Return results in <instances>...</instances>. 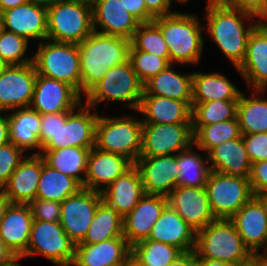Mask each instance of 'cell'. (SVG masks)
<instances>
[{
    "label": "cell",
    "instance_id": "68",
    "mask_svg": "<svg viewBox=\"0 0 267 266\" xmlns=\"http://www.w3.org/2000/svg\"><path fill=\"white\" fill-rule=\"evenodd\" d=\"M77 1L92 5L96 0H77Z\"/></svg>",
    "mask_w": 267,
    "mask_h": 266
},
{
    "label": "cell",
    "instance_id": "12",
    "mask_svg": "<svg viewBox=\"0 0 267 266\" xmlns=\"http://www.w3.org/2000/svg\"><path fill=\"white\" fill-rule=\"evenodd\" d=\"M193 143L192 123H143L140 157L178 154Z\"/></svg>",
    "mask_w": 267,
    "mask_h": 266
},
{
    "label": "cell",
    "instance_id": "6",
    "mask_svg": "<svg viewBox=\"0 0 267 266\" xmlns=\"http://www.w3.org/2000/svg\"><path fill=\"white\" fill-rule=\"evenodd\" d=\"M194 251L197 258L219 260L232 265L243 264L253 257L229 219H216L197 231Z\"/></svg>",
    "mask_w": 267,
    "mask_h": 266
},
{
    "label": "cell",
    "instance_id": "52",
    "mask_svg": "<svg viewBox=\"0 0 267 266\" xmlns=\"http://www.w3.org/2000/svg\"><path fill=\"white\" fill-rule=\"evenodd\" d=\"M147 12L153 17H161L175 12L169 0H144ZM173 8V9H172Z\"/></svg>",
    "mask_w": 267,
    "mask_h": 266
},
{
    "label": "cell",
    "instance_id": "29",
    "mask_svg": "<svg viewBox=\"0 0 267 266\" xmlns=\"http://www.w3.org/2000/svg\"><path fill=\"white\" fill-rule=\"evenodd\" d=\"M147 239L175 246L183 252H190L195 249L196 231L167 205Z\"/></svg>",
    "mask_w": 267,
    "mask_h": 266
},
{
    "label": "cell",
    "instance_id": "27",
    "mask_svg": "<svg viewBox=\"0 0 267 266\" xmlns=\"http://www.w3.org/2000/svg\"><path fill=\"white\" fill-rule=\"evenodd\" d=\"M32 221L30 206L19 203H11L0 221V238L15 256L26 253Z\"/></svg>",
    "mask_w": 267,
    "mask_h": 266
},
{
    "label": "cell",
    "instance_id": "28",
    "mask_svg": "<svg viewBox=\"0 0 267 266\" xmlns=\"http://www.w3.org/2000/svg\"><path fill=\"white\" fill-rule=\"evenodd\" d=\"M102 200L115 208L124 218L145 195L138 168L133 165L124 174L117 177L102 193Z\"/></svg>",
    "mask_w": 267,
    "mask_h": 266
},
{
    "label": "cell",
    "instance_id": "37",
    "mask_svg": "<svg viewBox=\"0 0 267 266\" xmlns=\"http://www.w3.org/2000/svg\"><path fill=\"white\" fill-rule=\"evenodd\" d=\"M82 188L77 180L51 168L42 157V171L36 198L61 203L65 198L77 194Z\"/></svg>",
    "mask_w": 267,
    "mask_h": 266
},
{
    "label": "cell",
    "instance_id": "55",
    "mask_svg": "<svg viewBox=\"0 0 267 266\" xmlns=\"http://www.w3.org/2000/svg\"><path fill=\"white\" fill-rule=\"evenodd\" d=\"M15 255L5 246L0 238V266L7 264Z\"/></svg>",
    "mask_w": 267,
    "mask_h": 266
},
{
    "label": "cell",
    "instance_id": "14",
    "mask_svg": "<svg viewBox=\"0 0 267 266\" xmlns=\"http://www.w3.org/2000/svg\"><path fill=\"white\" fill-rule=\"evenodd\" d=\"M36 77L33 63L9 65L0 75V111L29 107Z\"/></svg>",
    "mask_w": 267,
    "mask_h": 266
},
{
    "label": "cell",
    "instance_id": "10",
    "mask_svg": "<svg viewBox=\"0 0 267 266\" xmlns=\"http://www.w3.org/2000/svg\"><path fill=\"white\" fill-rule=\"evenodd\" d=\"M75 244L69 239L60 222L32 221L25 258L42 256L55 266H71Z\"/></svg>",
    "mask_w": 267,
    "mask_h": 266
},
{
    "label": "cell",
    "instance_id": "1",
    "mask_svg": "<svg viewBox=\"0 0 267 266\" xmlns=\"http://www.w3.org/2000/svg\"><path fill=\"white\" fill-rule=\"evenodd\" d=\"M203 9L204 35L216 45L233 65L239 68L246 56L250 33L260 23L256 17L225 6L216 0H206ZM204 17V18H203Z\"/></svg>",
    "mask_w": 267,
    "mask_h": 266
},
{
    "label": "cell",
    "instance_id": "50",
    "mask_svg": "<svg viewBox=\"0 0 267 266\" xmlns=\"http://www.w3.org/2000/svg\"><path fill=\"white\" fill-rule=\"evenodd\" d=\"M39 141L42 147L55 135L58 130V113L41 115Z\"/></svg>",
    "mask_w": 267,
    "mask_h": 266
},
{
    "label": "cell",
    "instance_id": "34",
    "mask_svg": "<svg viewBox=\"0 0 267 266\" xmlns=\"http://www.w3.org/2000/svg\"><path fill=\"white\" fill-rule=\"evenodd\" d=\"M242 91L237 104V120L241 135L267 132V91Z\"/></svg>",
    "mask_w": 267,
    "mask_h": 266
},
{
    "label": "cell",
    "instance_id": "9",
    "mask_svg": "<svg viewBox=\"0 0 267 266\" xmlns=\"http://www.w3.org/2000/svg\"><path fill=\"white\" fill-rule=\"evenodd\" d=\"M99 113L83 102L71 112H59L58 130L41 150L66 147L93 148Z\"/></svg>",
    "mask_w": 267,
    "mask_h": 266
},
{
    "label": "cell",
    "instance_id": "7",
    "mask_svg": "<svg viewBox=\"0 0 267 266\" xmlns=\"http://www.w3.org/2000/svg\"><path fill=\"white\" fill-rule=\"evenodd\" d=\"M33 64L36 72L65 82L81 95V68L78 45L45 39L35 44Z\"/></svg>",
    "mask_w": 267,
    "mask_h": 266
},
{
    "label": "cell",
    "instance_id": "30",
    "mask_svg": "<svg viewBox=\"0 0 267 266\" xmlns=\"http://www.w3.org/2000/svg\"><path fill=\"white\" fill-rule=\"evenodd\" d=\"M207 155L211 171L243 179L250 178L252 163L242 135L237 139L222 142Z\"/></svg>",
    "mask_w": 267,
    "mask_h": 266
},
{
    "label": "cell",
    "instance_id": "38",
    "mask_svg": "<svg viewBox=\"0 0 267 266\" xmlns=\"http://www.w3.org/2000/svg\"><path fill=\"white\" fill-rule=\"evenodd\" d=\"M123 235V218L101 200L84 239L79 244H98Z\"/></svg>",
    "mask_w": 267,
    "mask_h": 266
},
{
    "label": "cell",
    "instance_id": "56",
    "mask_svg": "<svg viewBox=\"0 0 267 266\" xmlns=\"http://www.w3.org/2000/svg\"><path fill=\"white\" fill-rule=\"evenodd\" d=\"M27 2V0H0V13L7 9L25 4Z\"/></svg>",
    "mask_w": 267,
    "mask_h": 266
},
{
    "label": "cell",
    "instance_id": "48",
    "mask_svg": "<svg viewBox=\"0 0 267 266\" xmlns=\"http://www.w3.org/2000/svg\"><path fill=\"white\" fill-rule=\"evenodd\" d=\"M233 9L248 13L260 19L267 9V0H216Z\"/></svg>",
    "mask_w": 267,
    "mask_h": 266
},
{
    "label": "cell",
    "instance_id": "3",
    "mask_svg": "<svg viewBox=\"0 0 267 266\" xmlns=\"http://www.w3.org/2000/svg\"><path fill=\"white\" fill-rule=\"evenodd\" d=\"M83 97L113 66L129 59L130 40L93 32L78 44Z\"/></svg>",
    "mask_w": 267,
    "mask_h": 266
},
{
    "label": "cell",
    "instance_id": "59",
    "mask_svg": "<svg viewBox=\"0 0 267 266\" xmlns=\"http://www.w3.org/2000/svg\"><path fill=\"white\" fill-rule=\"evenodd\" d=\"M27 1L37 6L48 9L63 0H27Z\"/></svg>",
    "mask_w": 267,
    "mask_h": 266
},
{
    "label": "cell",
    "instance_id": "65",
    "mask_svg": "<svg viewBox=\"0 0 267 266\" xmlns=\"http://www.w3.org/2000/svg\"><path fill=\"white\" fill-rule=\"evenodd\" d=\"M260 24L267 26V9L263 16L259 19Z\"/></svg>",
    "mask_w": 267,
    "mask_h": 266
},
{
    "label": "cell",
    "instance_id": "18",
    "mask_svg": "<svg viewBox=\"0 0 267 266\" xmlns=\"http://www.w3.org/2000/svg\"><path fill=\"white\" fill-rule=\"evenodd\" d=\"M168 205L196 232L215 221L205 187H175L167 197Z\"/></svg>",
    "mask_w": 267,
    "mask_h": 266
},
{
    "label": "cell",
    "instance_id": "5",
    "mask_svg": "<svg viewBox=\"0 0 267 266\" xmlns=\"http://www.w3.org/2000/svg\"><path fill=\"white\" fill-rule=\"evenodd\" d=\"M99 114L96 123L95 147L123 155L133 163L140 157L143 123L136 114Z\"/></svg>",
    "mask_w": 267,
    "mask_h": 266
},
{
    "label": "cell",
    "instance_id": "32",
    "mask_svg": "<svg viewBox=\"0 0 267 266\" xmlns=\"http://www.w3.org/2000/svg\"><path fill=\"white\" fill-rule=\"evenodd\" d=\"M199 71V72H198ZM194 71L192 75V104L211 100L238 101L242 91L221 72Z\"/></svg>",
    "mask_w": 267,
    "mask_h": 266
},
{
    "label": "cell",
    "instance_id": "35",
    "mask_svg": "<svg viewBox=\"0 0 267 266\" xmlns=\"http://www.w3.org/2000/svg\"><path fill=\"white\" fill-rule=\"evenodd\" d=\"M91 148L66 147L41 150V156L51 168L68 175L84 185L88 156Z\"/></svg>",
    "mask_w": 267,
    "mask_h": 266
},
{
    "label": "cell",
    "instance_id": "57",
    "mask_svg": "<svg viewBox=\"0 0 267 266\" xmlns=\"http://www.w3.org/2000/svg\"><path fill=\"white\" fill-rule=\"evenodd\" d=\"M11 201L9 198L5 195V192L0 189V221L4 217L6 210L10 206Z\"/></svg>",
    "mask_w": 267,
    "mask_h": 266
},
{
    "label": "cell",
    "instance_id": "19",
    "mask_svg": "<svg viewBox=\"0 0 267 266\" xmlns=\"http://www.w3.org/2000/svg\"><path fill=\"white\" fill-rule=\"evenodd\" d=\"M4 30L40 43L47 38V9L27 2L0 13ZM37 41V42H36Z\"/></svg>",
    "mask_w": 267,
    "mask_h": 266
},
{
    "label": "cell",
    "instance_id": "16",
    "mask_svg": "<svg viewBox=\"0 0 267 266\" xmlns=\"http://www.w3.org/2000/svg\"><path fill=\"white\" fill-rule=\"evenodd\" d=\"M138 168L147 195L168 197L178 184V154L139 157Z\"/></svg>",
    "mask_w": 267,
    "mask_h": 266
},
{
    "label": "cell",
    "instance_id": "51",
    "mask_svg": "<svg viewBox=\"0 0 267 266\" xmlns=\"http://www.w3.org/2000/svg\"><path fill=\"white\" fill-rule=\"evenodd\" d=\"M125 9L140 23L152 22L154 18L147 12L144 0H120Z\"/></svg>",
    "mask_w": 267,
    "mask_h": 266
},
{
    "label": "cell",
    "instance_id": "39",
    "mask_svg": "<svg viewBox=\"0 0 267 266\" xmlns=\"http://www.w3.org/2000/svg\"><path fill=\"white\" fill-rule=\"evenodd\" d=\"M194 144L208 154L222 142L237 139L241 136L237 120L230 119L209 125H192Z\"/></svg>",
    "mask_w": 267,
    "mask_h": 266
},
{
    "label": "cell",
    "instance_id": "58",
    "mask_svg": "<svg viewBox=\"0 0 267 266\" xmlns=\"http://www.w3.org/2000/svg\"><path fill=\"white\" fill-rule=\"evenodd\" d=\"M198 266H233L232 264L222 262L219 260H211L205 258H197Z\"/></svg>",
    "mask_w": 267,
    "mask_h": 266
},
{
    "label": "cell",
    "instance_id": "62",
    "mask_svg": "<svg viewBox=\"0 0 267 266\" xmlns=\"http://www.w3.org/2000/svg\"><path fill=\"white\" fill-rule=\"evenodd\" d=\"M259 199L264 203V205L267 208V191H262L257 195Z\"/></svg>",
    "mask_w": 267,
    "mask_h": 266
},
{
    "label": "cell",
    "instance_id": "26",
    "mask_svg": "<svg viewBox=\"0 0 267 266\" xmlns=\"http://www.w3.org/2000/svg\"><path fill=\"white\" fill-rule=\"evenodd\" d=\"M41 171L42 156L27 154L2 188L11 203L29 204L36 199Z\"/></svg>",
    "mask_w": 267,
    "mask_h": 266
},
{
    "label": "cell",
    "instance_id": "13",
    "mask_svg": "<svg viewBox=\"0 0 267 266\" xmlns=\"http://www.w3.org/2000/svg\"><path fill=\"white\" fill-rule=\"evenodd\" d=\"M101 200V193L82 188L60 203V224L75 245L84 239Z\"/></svg>",
    "mask_w": 267,
    "mask_h": 266
},
{
    "label": "cell",
    "instance_id": "66",
    "mask_svg": "<svg viewBox=\"0 0 267 266\" xmlns=\"http://www.w3.org/2000/svg\"><path fill=\"white\" fill-rule=\"evenodd\" d=\"M171 3H172V5L176 2V3H179L180 4V6L181 5H185L186 4V6H187V4L191 1V0H169ZM174 2V3H173Z\"/></svg>",
    "mask_w": 267,
    "mask_h": 266
},
{
    "label": "cell",
    "instance_id": "60",
    "mask_svg": "<svg viewBox=\"0 0 267 266\" xmlns=\"http://www.w3.org/2000/svg\"><path fill=\"white\" fill-rule=\"evenodd\" d=\"M252 258L256 261L257 266H267V252L255 253Z\"/></svg>",
    "mask_w": 267,
    "mask_h": 266
},
{
    "label": "cell",
    "instance_id": "24",
    "mask_svg": "<svg viewBox=\"0 0 267 266\" xmlns=\"http://www.w3.org/2000/svg\"><path fill=\"white\" fill-rule=\"evenodd\" d=\"M167 205V197L145 194L123 218V236L131 246L149 237L151 229Z\"/></svg>",
    "mask_w": 267,
    "mask_h": 266
},
{
    "label": "cell",
    "instance_id": "41",
    "mask_svg": "<svg viewBox=\"0 0 267 266\" xmlns=\"http://www.w3.org/2000/svg\"><path fill=\"white\" fill-rule=\"evenodd\" d=\"M129 50L152 53L163 57L170 64L167 44L160 28L153 21L139 24L130 40Z\"/></svg>",
    "mask_w": 267,
    "mask_h": 266
},
{
    "label": "cell",
    "instance_id": "67",
    "mask_svg": "<svg viewBox=\"0 0 267 266\" xmlns=\"http://www.w3.org/2000/svg\"><path fill=\"white\" fill-rule=\"evenodd\" d=\"M126 266H141L137 262H135L132 258H130L126 264Z\"/></svg>",
    "mask_w": 267,
    "mask_h": 266
},
{
    "label": "cell",
    "instance_id": "45",
    "mask_svg": "<svg viewBox=\"0 0 267 266\" xmlns=\"http://www.w3.org/2000/svg\"><path fill=\"white\" fill-rule=\"evenodd\" d=\"M27 154L12 143L0 147V189L9 181L10 176Z\"/></svg>",
    "mask_w": 267,
    "mask_h": 266
},
{
    "label": "cell",
    "instance_id": "54",
    "mask_svg": "<svg viewBox=\"0 0 267 266\" xmlns=\"http://www.w3.org/2000/svg\"><path fill=\"white\" fill-rule=\"evenodd\" d=\"M8 143H9L8 115L7 112L0 111V147Z\"/></svg>",
    "mask_w": 267,
    "mask_h": 266
},
{
    "label": "cell",
    "instance_id": "49",
    "mask_svg": "<svg viewBox=\"0 0 267 266\" xmlns=\"http://www.w3.org/2000/svg\"><path fill=\"white\" fill-rule=\"evenodd\" d=\"M249 181L254 196L267 191V160L252 163Z\"/></svg>",
    "mask_w": 267,
    "mask_h": 266
},
{
    "label": "cell",
    "instance_id": "64",
    "mask_svg": "<svg viewBox=\"0 0 267 266\" xmlns=\"http://www.w3.org/2000/svg\"><path fill=\"white\" fill-rule=\"evenodd\" d=\"M9 66L8 63H6L1 57H0V75L3 73V71Z\"/></svg>",
    "mask_w": 267,
    "mask_h": 266
},
{
    "label": "cell",
    "instance_id": "8",
    "mask_svg": "<svg viewBox=\"0 0 267 266\" xmlns=\"http://www.w3.org/2000/svg\"><path fill=\"white\" fill-rule=\"evenodd\" d=\"M93 32L92 5L63 0L47 9L46 39L78 45Z\"/></svg>",
    "mask_w": 267,
    "mask_h": 266
},
{
    "label": "cell",
    "instance_id": "36",
    "mask_svg": "<svg viewBox=\"0 0 267 266\" xmlns=\"http://www.w3.org/2000/svg\"><path fill=\"white\" fill-rule=\"evenodd\" d=\"M201 151L202 154H200ZM178 169L177 186L196 188L206 186L211 172L208 155L195 146L194 143L189 148L178 153Z\"/></svg>",
    "mask_w": 267,
    "mask_h": 266
},
{
    "label": "cell",
    "instance_id": "31",
    "mask_svg": "<svg viewBox=\"0 0 267 266\" xmlns=\"http://www.w3.org/2000/svg\"><path fill=\"white\" fill-rule=\"evenodd\" d=\"M7 115L9 142L25 153L30 151L27 154H41L39 141L41 115L30 107L10 110Z\"/></svg>",
    "mask_w": 267,
    "mask_h": 266
},
{
    "label": "cell",
    "instance_id": "53",
    "mask_svg": "<svg viewBox=\"0 0 267 266\" xmlns=\"http://www.w3.org/2000/svg\"><path fill=\"white\" fill-rule=\"evenodd\" d=\"M169 266H198L197 255L194 250L190 252H183Z\"/></svg>",
    "mask_w": 267,
    "mask_h": 266
},
{
    "label": "cell",
    "instance_id": "23",
    "mask_svg": "<svg viewBox=\"0 0 267 266\" xmlns=\"http://www.w3.org/2000/svg\"><path fill=\"white\" fill-rule=\"evenodd\" d=\"M131 258V245L122 235L98 244H76L71 266H123Z\"/></svg>",
    "mask_w": 267,
    "mask_h": 266
},
{
    "label": "cell",
    "instance_id": "63",
    "mask_svg": "<svg viewBox=\"0 0 267 266\" xmlns=\"http://www.w3.org/2000/svg\"><path fill=\"white\" fill-rule=\"evenodd\" d=\"M233 266H257V263L253 258H251L248 262H245L239 265H233Z\"/></svg>",
    "mask_w": 267,
    "mask_h": 266
},
{
    "label": "cell",
    "instance_id": "20",
    "mask_svg": "<svg viewBox=\"0 0 267 266\" xmlns=\"http://www.w3.org/2000/svg\"><path fill=\"white\" fill-rule=\"evenodd\" d=\"M236 71L247 90H267V26L259 23L250 33L246 56Z\"/></svg>",
    "mask_w": 267,
    "mask_h": 266
},
{
    "label": "cell",
    "instance_id": "2",
    "mask_svg": "<svg viewBox=\"0 0 267 266\" xmlns=\"http://www.w3.org/2000/svg\"><path fill=\"white\" fill-rule=\"evenodd\" d=\"M202 21L197 14L182 10L154 18L167 44L170 64L184 65V68L201 64L206 42Z\"/></svg>",
    "mask_w": 267,
    "mask_h": 266
},
{
    "label": "cell",
    "instance_id": "46",
    "mask_svg": "<svg viewBox=\"0 0 267 266\" xmlns=\"http://www.w3.org/2000/svg\"><path fill=\"white\" fill-rule=\"evenodd\" d=\"M28 205L34 220L60 222L61 205L59 202L36 198Z\"/></svg>",
    "mask_w": 267,
    "mask_h": 266
},
{
    "label": "cell",
    "instance_id": "11",
    "mask_svg": "<svg viewBox=\"0 0 267 266\" xmlns=\"http://www.w3.org/2000/svg\"><path fill=\"white\" fill-rule=\"evenodd\" d=\"M216 219H230L253 196L249 179L211 171L205 186Z\"/></svg>",
    "mask_w": 267,
    "mask_h": 266
},
{
    "label": "cell",
    "instance_id": "33",
    "mask_svg": "<svg viewBox=\"0 0 267 266\" xmlns=\"http://www.w3.org/2000/svg\"><path fill=\"white\" fill-rule=\"evenodd\" d=\"M179 64H169L143 85V95H157L179 101H192V72H180ZM176 69V70H175Z\"/></svg>",
    "mask_w": 267,
    "mask_h": 266
},
{
    "label": "cell",
    "instance_id": "43",
    "mask_svg": "<svg viewBox=\"0 0 267 266\" xmlns=\"http://www.w3.org/2000/svg\"><path fill=\"white\" fill-rule=\"evenodd\" d=\"M29 44L32 45L24 37L3 28L0 30V57L9 65L33 63V53L29 51L33 47Z\"/></svg>",
    "mask_w": 267,
    "mask_h": 266
},
{
    "label": "cell",
    "instance_id": "15",
    "mask_svg": "<svg viewBox=\"0 0 267 266\" xmlns=\"http://www.w3.org/2000/svg\"><path fill=\"white\" fill-rule=\"evenodd\" d=\"M83 97L69 84L37 74L30 108L40 115L71 112Z\"/></svg>",
    "mask_w": 267,
    "mask_h": 266
},
{
    "label": "cell",
    "instance_id": "21",
    "mask_svg": "<svg viewBox=\"0 0 267 266\" xmlns=\"http://www.w3.org/2000/svg\"><path fill=\"white\" fill-rule=\"evenodd\" d=\"M134 163L127 157L91 148L85 173L84 189L102 193L117 177L129 170Z\"/></svg>",
    "mask_w": 267,
    "mask_h": 266
},
{
    "label": "cell",
    "instance_id": "17",
    "mask_svg": "<svg viewBox=\"0 0 267 266\" xmlns=\"http://www.w3.org/2000/svg\"><path fill=\"white\" fill-rule=\"evenodd\" d=\"M252 254L267 252V208L253 196L229 219Z\"/></svg>",
    "mask_w": 267,
    "mask_h": 266
},
{
    "label": "cell",
    "instance_id": "4",
    "mask_svg": "<svg viewBox=\"0 0 267 266\" xmlns=\"http://www.w3.org/2000/svg\"><path fill=\"white\" fill-rule=\"evenodd\" d=\"M143 96V84L139 80L129 59L113 66L84 96L83 102L95 110L103 103H120L136 112ZM85 98V99H84Z\"/></svg>",
    "mask_w": 267,
    "mask_h": 266
},
{
    "label": "cell",
    "instance_id": "42",
    "mask_svg": "<svg viewBox=\"0 0 267 266\" xmlns=\"http://www.w3.org/2000/svg\"><path fill=\"white\" fill-rule=\"evenodd\" d=\"M238 101L211 100L192 104V125H209L235 119Z\"/></svg>",
    "mask_w": 267,
    "mask_h": 266
},
{
    "label": "cell",
    "instance_id": "44",
    "mask_svg": "<svg viewBox=\"0 0 267 266\" xmlns=\"http://www.w3.org/2000/svg\"><path fill=\"white\" fill-rule=\"evenodd\" d=\"M129 61L143 85L169 65L163 57L139 50H129Z\"/></svg>",
    "mask_w": 267,
    "mask_h": 266
},
{
    "label": "cell",
    "instance_id": "61",
    "mask_svg": "<svg viewBox=\"0 0 267 266\" xmlns=\"http://www.w3.org/2000/svg\"><path fill=\"white\" fill-rule=\"evenodd\" d=\"M25 259L26 258L23 256H15L7 264L1 265V266H22L20 261L25 260Z\"/></svg>",
    "mask_w": 267,
    "mask_h": 266
},
{
    "label": "cell",
    "instance_id": "22",
    "mask_svg": "<svg viewBox=\"0 0 267 266\" xmlns=\"http://www.w3.org/2000/svg\"><path fill=\"white\" fill-rule=\"evenodd\" d=\"M92 16L95 32L128 40L140 24L120 0H96L92 4Z\"/></svg>",
    "mask_w": 267,
    "mask_h": 266
},
{
    "label": "cell",
    "instance_id": "25",
    "mask_svg": "<svg viewBox=\"0 0 267 266\" xmlns=\"http://www.w3.org/2000/svg\"><path fill=\"white\" fill-rule=\"evenodd\" d=\"M192 101H179L157 95H143L138 110L142 123H192Z\"/></svg>",
    "mask_w": 267,
    "mask_h": 266
},
{
    "label": "cell",
    "instance_id": "47",
    "mask_svg": "<svg viewBox=\"0 0 267 266\" xmlns=\"http://www.w3.org/2000/svg\"><path fill=\"white\" fill-rule=\"evenodd\" d=\"M251 163L267 160V132L242 135Z\"/></svg>",
    "mask_w": 267,
    "mask_h": 266
},
{
    "label": "cell",
    "instance_id": "40",
    "mask_svg": "<svg viewBox=\"0 0 267 266\" xmlns=\"http://www.w3.org/2000/svg\"><path fill=\"white\" fill-rule=\"evenodd\" d=\"M182 253L175 246L149 239L131 246V258L141 266H169Z\"/></svg>",
    "mask_w": 267,
    "mask_h": 266
}]
</instances>
